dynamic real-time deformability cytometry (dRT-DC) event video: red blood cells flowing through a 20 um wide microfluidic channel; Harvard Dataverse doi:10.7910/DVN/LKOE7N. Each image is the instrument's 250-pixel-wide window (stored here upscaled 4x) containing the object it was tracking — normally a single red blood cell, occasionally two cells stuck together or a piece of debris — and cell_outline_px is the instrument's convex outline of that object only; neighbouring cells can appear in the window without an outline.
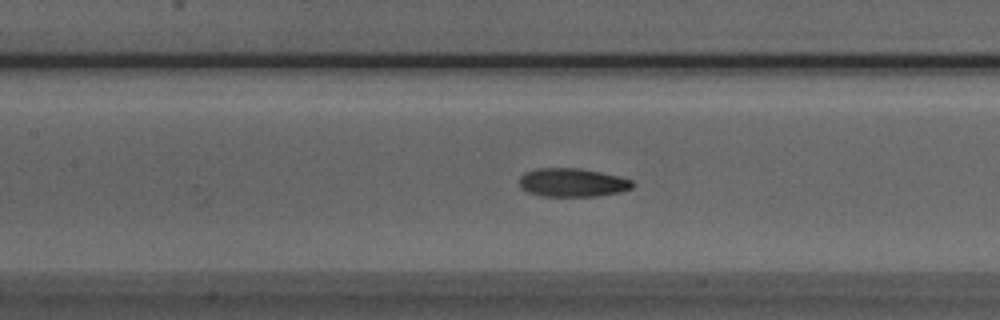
{"species": "Egyptian fruit bat (a non-hibernating species)", "species_latin": "Rousettus aegyptiacus", "temperature_condition": "room temperature", "stored_images_in_passage": 53, "camera_frame_rate_fps": 3000, "um_per_image_px": 0.085, "animal": {"sex": "male"}, "frame": {"image": 1, "passage_image": 23, "time_ms": 7.333, "image_size_px": [1000, 320], "cell_outline_px": [[632, 188], [620, 192], [596, 196], [544, 196], [528, 192], [520, 188], [520, 176], [524, 172], [536, 168], [580, 168], [600, 172], [632, 180]], "centroid_in_image_um": [48.61, 15.51], "position_along_channel_um": 158.8, "area_um2": 18.73}}
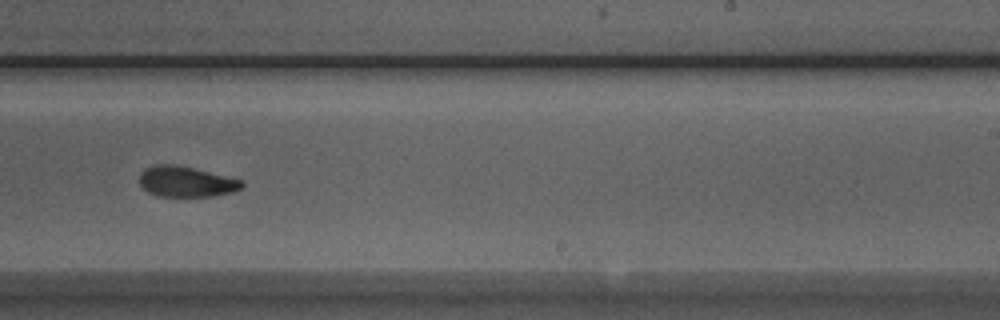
{"frame": {"image": 2, "passage_image": 32, "time_ms": 10.333, "image_size_px": [1000, 320], "cell_outline_px": [[244, 184], [240, 188], [232, 192], [212, 196], [160, 196], [148, 192], [140, 184], [140, 172], [144, 168], [152, 164], [176, 164], [244, 180]], "centroid_in_image_um": [15.8, 15.42], "position_along_channel_um": 273.2, "area_um2": 18.26}}
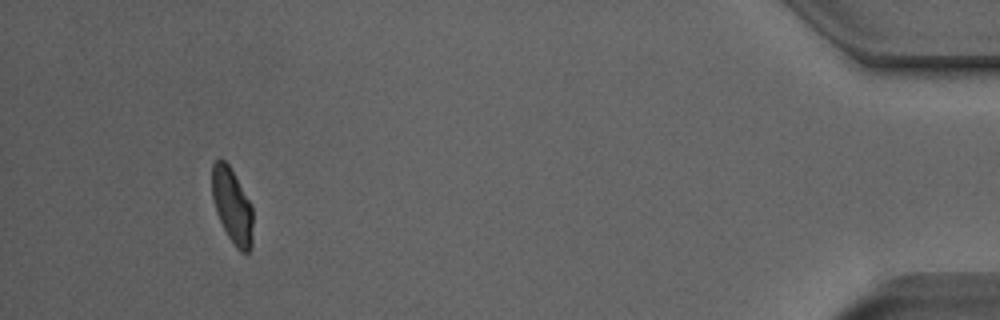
{"frame": {"image": 3, "passage_image": 49, "time_ms": 16.0, "image_size_px": [1000, 320], "cell_outline_px": [[252, 248], [248, 252], [240, 252], [236, 248], [228, 236], [216, 212], [212, 196], [212, 164], [220, 156], [228, 164], [252, 204]], "centroid_in_image_um": [19.74, 17.49], "position_along_channel_um": 415.5, "area_um2": 17.92}, "authors_computed_cell_mechanics": {"area_um2": 18.7272, "velocity_mm_per_s": 3.8274, "shape_relaxation_time_tau1_ms": 4.0989, "shape_relaxation_time_tau2_ms": 1.9301, "deformation_change_tau1": 0.1623, "deformation_change_tau2": 0.065}}